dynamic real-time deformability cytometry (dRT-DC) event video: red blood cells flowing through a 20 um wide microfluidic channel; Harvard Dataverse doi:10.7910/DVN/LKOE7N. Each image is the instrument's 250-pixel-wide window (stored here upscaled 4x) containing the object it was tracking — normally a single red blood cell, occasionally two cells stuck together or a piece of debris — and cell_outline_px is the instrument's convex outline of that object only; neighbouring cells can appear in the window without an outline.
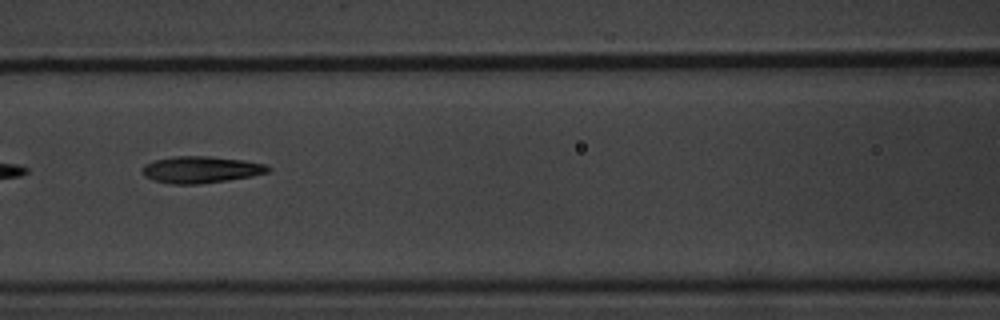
{"species": "common noctule bat (a hibernating species)", "species_latin": "Nyctalus noctula", "temperature_condition": "warm", "stored_images_in_passage": 8, "camera_frame_rate_fps": 3000, "um_per_image_px": 0.085, "animal": {"sex": "male", "body_mass_g": 20.1, "forearm_length_mm": 53.5}, "frame": {"image": 1, "passage_image": 8, "time_ms": 8.333, "image_size_px": [1000, 320], "cell_outline_px": [[272, 168], [268, 172], [252, 176], [196, 184], [172, 184], [152, 180], [144, 176], [144, 164], [156, 160], [172, 156], [212, 156], [244, 160], [268, 164]], "centroid_in_image_um": [17.11, 14.4], "position_along_channel_um": 149.5, "area_um2": 19.54}}